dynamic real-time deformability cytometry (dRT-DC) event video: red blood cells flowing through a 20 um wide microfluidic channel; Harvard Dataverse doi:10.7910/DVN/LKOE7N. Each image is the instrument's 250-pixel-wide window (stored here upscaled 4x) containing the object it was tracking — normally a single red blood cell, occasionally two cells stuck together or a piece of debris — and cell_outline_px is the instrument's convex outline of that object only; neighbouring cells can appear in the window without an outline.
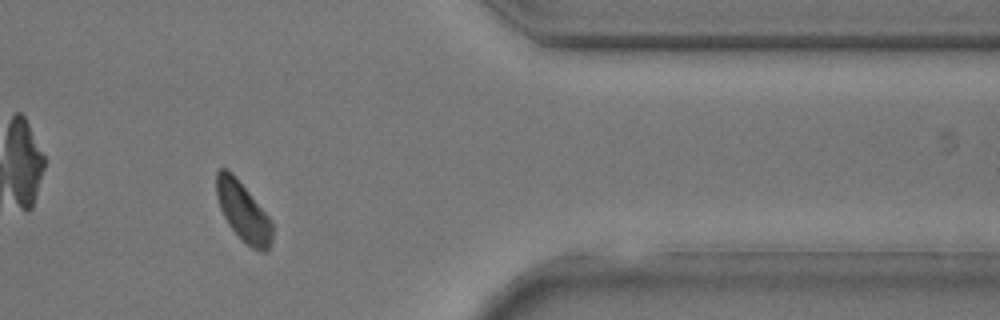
{"species": "common noctule bat (a hibernating species)", "species_latin": "Nyctalus noctula", "temperature_condition": "room temperature", "stored_images_in_passage": 30, "camera_frame_rate_fps": 3000, "um_per_image_px": 0.085, "animal": {"sex": "male", "body_mass_g": 17.9, "forearm_length_mm": 54.2}, "frame": {"image": 1, "passage_image": 25, "time_ms": 8.0, "image_size_px": [1000, 320], "cell_outline_px": [[272, 240], [268, 248], [264, 252], [260, 252], [252, 248], [228, 224], [220, 208], [216, 196], [216, 172], [220, 168], [228, 168], [236, 176], [272, 220]], "centroid_in_image_um": [20.66, 17.95], "position_along_channel_um": 390.7, "area_um2": 19.19}}